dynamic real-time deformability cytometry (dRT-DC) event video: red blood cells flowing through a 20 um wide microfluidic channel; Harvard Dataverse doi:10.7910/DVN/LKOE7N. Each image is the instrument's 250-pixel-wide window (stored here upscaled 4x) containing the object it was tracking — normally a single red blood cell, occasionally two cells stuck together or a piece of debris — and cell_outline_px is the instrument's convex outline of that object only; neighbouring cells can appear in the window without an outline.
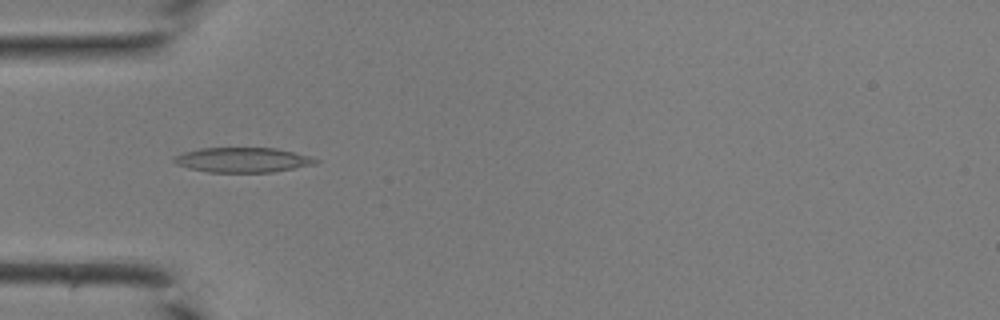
{"species": "common noctule bat (a hibernating species)", "species_latin": "Nyctalus noctula", "temperature_condition": "room temperature", "stored_images_in_passage": 19, "camera_frame_rate_fps": 3000, "um_per_image_px": 0.085, "animal": {"sex": "male", "body_mass_g": 19.0, "forearm_length_mm": 50.8}, "frame": {"image": 1, "passage_image": 1, "time_ms": 0.0, "image_size_px": [1000, 320], "cell_outline_px": [[320, 160], [316, 164], [272, 172], [208, 172], [188, 168], [176, 164], [172, 160], [176, 156], [184, 152], [200, 148], [276, 148], [296, 152]], "centroid_in_image_um": [20.63, 13.59], "position_along_channel_um": 64.4, "area_um2": 20.46}}